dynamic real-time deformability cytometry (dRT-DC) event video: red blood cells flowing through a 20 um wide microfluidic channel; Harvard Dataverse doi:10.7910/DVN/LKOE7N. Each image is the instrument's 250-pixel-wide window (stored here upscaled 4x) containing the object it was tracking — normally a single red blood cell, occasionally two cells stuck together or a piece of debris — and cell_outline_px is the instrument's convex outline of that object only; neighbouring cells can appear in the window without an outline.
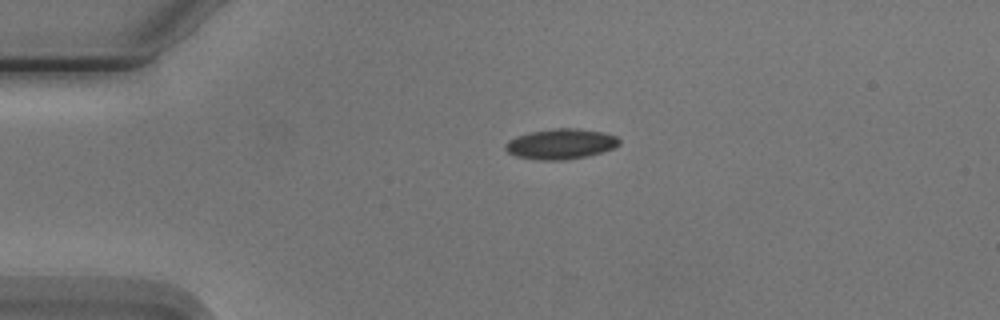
{"species": "Egyptian fruit bat (a non-hibernating species)", "species_latin": "Rousettus aegyptiacus", "temperature_condition": "cold", "stored_images_in_passage": 3, "camera_frame_rate_fps": 3000, "um_per_image_px": 0.085, "animal": {"sex": "male"}, "frame": {"image": 1, "passage_image": 1, "time_ms": 0.0, "image_size_px": [1000, 320], "cell_outline_px": [[620, 144], [612, 148], [588, 156], [564, 160], [540, 160], [516, 156], [508, 152], [504, 148], [504, 144], [508, 140], [516, 136], [528, 132], [556, 128], [580, 128], [604, 132], [616, 136], [620, 140]], "centroid_in_image_um": [47.65, 12.22], "position_along_channel_um": 37.4, "area_um2": 20.23}}
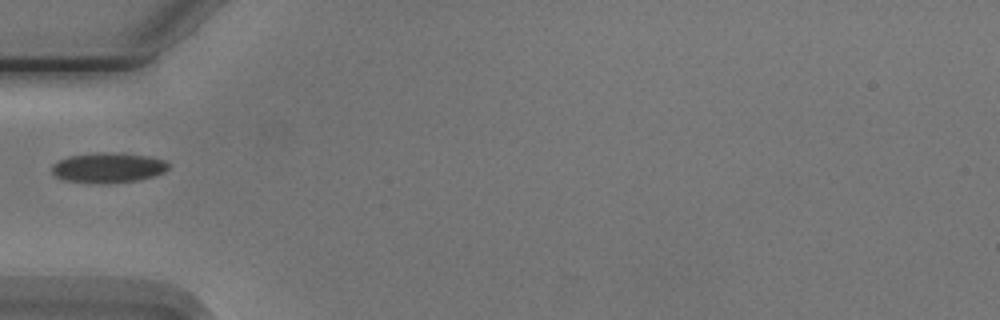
{"frame": {"image": 2, "passage_image": 2, "time_ms": 2.0, "image_size_px": [1000, 320], "cell_outline_px": [[168, 168], [164, 172], [156, 176], [140, 180], [108, 184], [92, 184], [64, 180], [56, 176], [52, 172], [52, 164], [68, 156], [100, 152], [124, 152], [148, 156], [164, 160], [168, 164]], "centroid_in_image_um": [9.2, 14.26], "position_along_channel_um": 75.8, "area_um2": 20.92}}
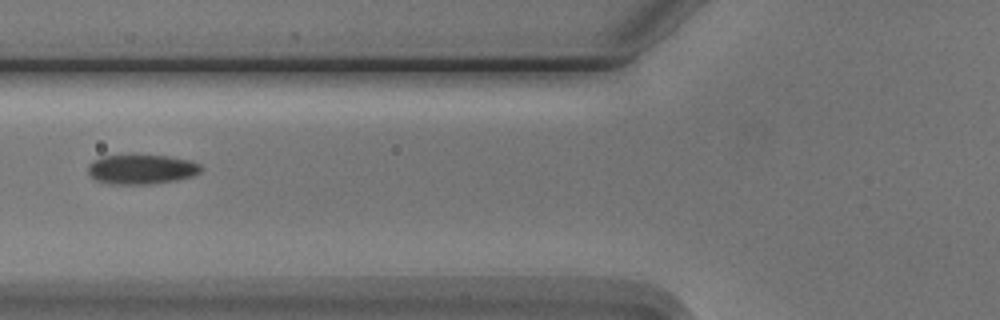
{"frame": {"image": 3, "passage_image": 3, "time_ms": 3.0, "image_size_px": [1000, 320], "cell_outline_px": [[204, 168], [200, 172], [192, 176], [176, 180], [148, 184], [108, 184], [96, 180], [88, 176], [88, 164], [100, 156], [132, 152], [168, 156], [192, 160], [200, 164]], "centroid_in_image_um": [11.99, 14.34], "position_along_channel_um": 113.8, "area_um2": 20.52}}